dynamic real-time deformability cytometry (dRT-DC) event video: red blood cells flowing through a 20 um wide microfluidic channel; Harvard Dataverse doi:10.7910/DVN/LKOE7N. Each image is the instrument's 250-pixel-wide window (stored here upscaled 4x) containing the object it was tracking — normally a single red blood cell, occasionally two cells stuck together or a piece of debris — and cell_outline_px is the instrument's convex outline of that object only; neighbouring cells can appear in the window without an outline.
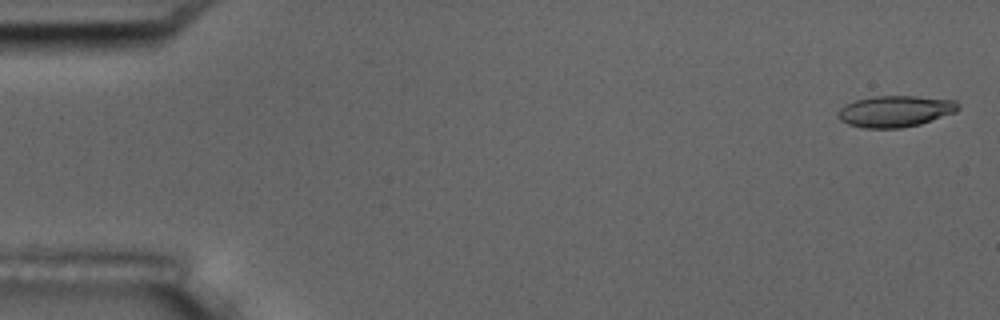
{"species": "common noctule bat (a hibernating species)", "species_latin": "Nyctalus noctula", "temperature_condition": "room temperature", "stored_images_in_passage": 5, "camera_frame_rate_fps": 3000, "um_per_image_px": 0.085, "animal": {"sex": "male", "body_mass_g": 17.5, "forearm_length_mm": 52.3}, "frame": {"image": 1, "passage_image": 1, "time_ms": 0.0, "image_size_px": [1000, 320], "cell_outline_px": [[960, 108], [956, 112], [920, 124], [900, 128], [864, 128], [848, 124], [840, 120], [836, 116], [836, 112], [840, 108], [856, 100], [872, 96], [916, 96], [956, 100], [960, 104]], "centroid_in_image_um": [76.1, 9.45], "position_along_channel_um": 8.9, "area_um2": 22.08}}
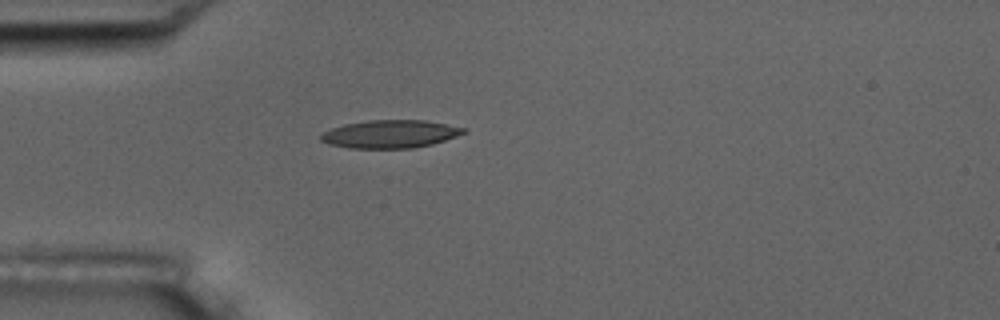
{"frame": {"image": 2, "passage_image": 5, "time_ms": 4.667, "image_size_px": [1000, 320], "cell_outline_px": [[468, 128], [464, 132], [456, 136], [432, 144], [412, 148], [348, 148], [328, 144], [320, 140], [320, 136], [324, 132], [332, 128], [344, 124], [368, 120], [424, 120], [448, 124]], "centroid_in_image_um": [33.16, 11.39], "position_along_channel_um": 51.8, "area_um2": 23.24}}